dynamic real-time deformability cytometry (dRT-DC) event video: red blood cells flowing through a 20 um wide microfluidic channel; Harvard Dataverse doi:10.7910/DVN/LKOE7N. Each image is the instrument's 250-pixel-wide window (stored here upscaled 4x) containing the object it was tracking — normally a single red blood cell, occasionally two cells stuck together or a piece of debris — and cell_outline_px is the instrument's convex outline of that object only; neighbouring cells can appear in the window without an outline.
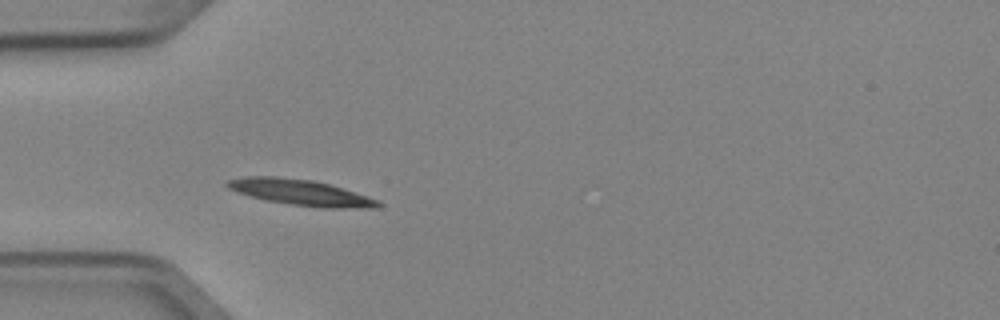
{"species": "Egyptian fruit bat (a non-hibernating species)", "species_latin": "Rousettus aegyptiacus", "temperature_condition": "cold", "stored_images_in_passage": 1, "camera_frame_rate_fps": 3000, "um_per_image_px": 0.085, "animal": {"sex": "female"}, "frame": {"image": 1, "passage_image": 1, "time_ms": 0.0, "image_size_px": [1000, 320], "cell_outline_px": [[384, 204], [376, 208], [320, 208], [264, 200], [228, 188], [224, 184], [228, 180], [244, 176], [276, 176], [312, 180], [328, 184], [376, 200]], "centroid_in_image_um": [25.51, 16.36], "position_along_channel_um": 59.5, "area_um2": 22.31}}